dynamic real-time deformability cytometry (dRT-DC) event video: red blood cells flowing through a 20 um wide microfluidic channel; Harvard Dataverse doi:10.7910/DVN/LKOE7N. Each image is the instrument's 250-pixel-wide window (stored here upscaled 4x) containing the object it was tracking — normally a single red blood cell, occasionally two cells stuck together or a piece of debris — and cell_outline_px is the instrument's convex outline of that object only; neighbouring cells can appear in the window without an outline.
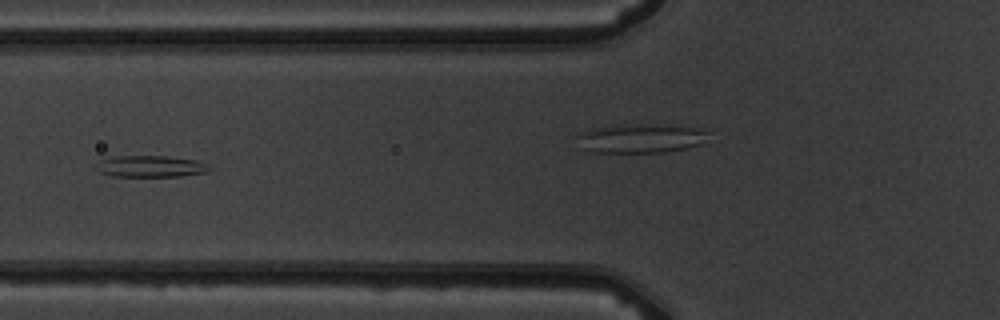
{"species": "common noctule bat (a hibernating species)", "species_latin": "Nyctalus noctula", "temperature_condition": "warm", "stored_images_in_passage": 6, "camera_frame_rate_fps": 3000, "um_per_image_px": 0.085, "animal": {"sex": "male", "body_mass_g": 19.5, "forearm_length_mm": 54.6}, "frame": {"image": 1, "passage_image": 5, "time_ms": 4.667, "image_size_px": [1000, 320], "cell_outline_px": [[212, 168], [208, 172], [180, 176], [112, 176], [100, 172], [92, 168], [100, 160], [116, 156], [164, 156], [196, 160], [208, 164]], "centroid_in_image_um": [12.79, 14.14], "position_along_channel_um": 113.0, "area_um2": 14.28}}